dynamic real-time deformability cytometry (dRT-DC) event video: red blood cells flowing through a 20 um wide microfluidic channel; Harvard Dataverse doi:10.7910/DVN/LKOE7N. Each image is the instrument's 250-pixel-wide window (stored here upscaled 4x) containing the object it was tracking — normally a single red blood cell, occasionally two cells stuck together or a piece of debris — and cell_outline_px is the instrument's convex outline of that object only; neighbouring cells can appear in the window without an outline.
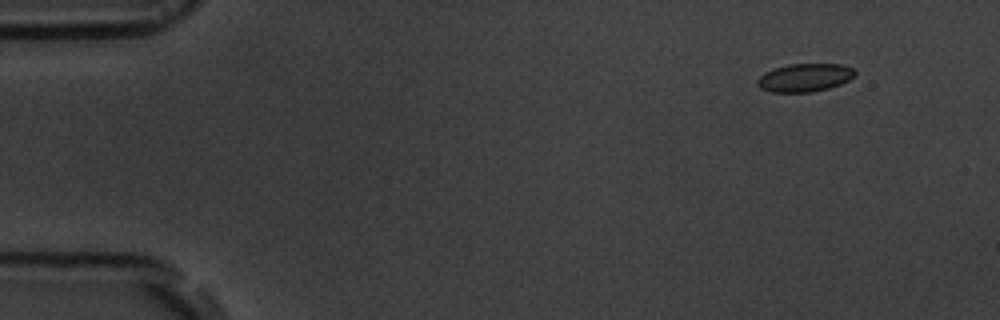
{"species": "common noctule bat (a hibernating species)", "species_latin": "Nyctalus noctula", "temperature_condition": "room temperature", "stored_images_in_passage": 5, "camera_frame_rate_fps": 3000, "um_per_image_px": 0.085, "animal": {"sex": "male", "body_mass_g": 19.5, "forearm_length_mm": 54.6}, "frame": {"image": 1, "passage_image": 2, "time_ms": 1.0, "image_size_px": [1000, 320], "cell_outline_px": [[856, 72], [848, 80], [840, 84], [828, 88], [812, 92], [772, 92], [760, 88], [756, 84], [756, 80], [764, 72], [788, 64], [840, 64], [852, 68]], "centroid_in_image_um": [68.36, 6.6], "position_along_channel_um": 16.6, "area_um2": 15.9}}
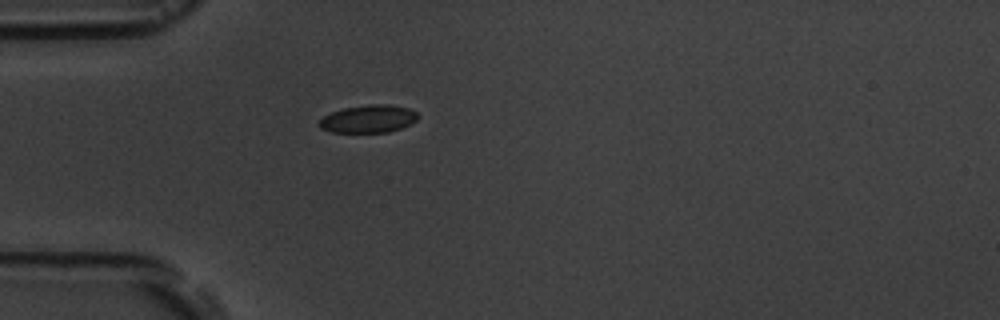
{"frame": {"image": 2, "passage_image": 5, "time_ms": 4.667, "image_size_px": [1000, 320], "cell_outline_px": [[420, 116], [416, 120], [400, 128], [388, 132], [332, 132], [320, 128], [320, 120], [324, 116], [332, 112], [344, 108], [368, 104], [388, 104], [408, 108], [416, 112]], "centroid_in_image_um": [31.33, 10.09], "position_along_channel_um": 53.7, "area_um2": 15.78}}